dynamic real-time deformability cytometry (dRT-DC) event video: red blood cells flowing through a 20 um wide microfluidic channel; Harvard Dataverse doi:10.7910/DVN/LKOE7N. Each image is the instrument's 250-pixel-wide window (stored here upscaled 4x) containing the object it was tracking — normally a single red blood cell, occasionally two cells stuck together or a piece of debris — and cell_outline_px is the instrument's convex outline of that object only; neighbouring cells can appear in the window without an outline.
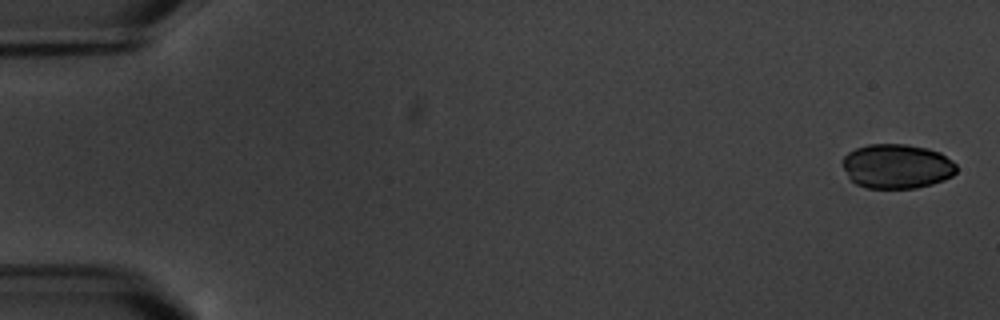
{"species": "common noctule bat (a hibernating species)", "species_latin": "Nyctalus noctula", "temperature_condition": "warm", "stored_images_in_passage": 6, "camera_frame_rate_fps": 3000, "um_per_image_px": 0.085, "animal": {"sex": "male", "body_mass_g": 20.1, "forearm_length_mm": 53.5}, "frame": {"image": 1, "passage_image": 1, "time_ms": 0.0, "image_size_px": [1000, 320], "cell_outline_px": [[956, 172], [952, 176], [944, 180], [932, 184], [916, 188], [868, 188], [856, 184], [848, 176], [844, 168], [844, 156], [848, 152], [856, 148], [868, 144], [908, 144], [928, 148], [940, 152], [952, 160], [956, 164]], "centroid_in_image_um": [76.26, 14.13], "position_along_channel_um": 8.7, "area_um2": 29.59}}
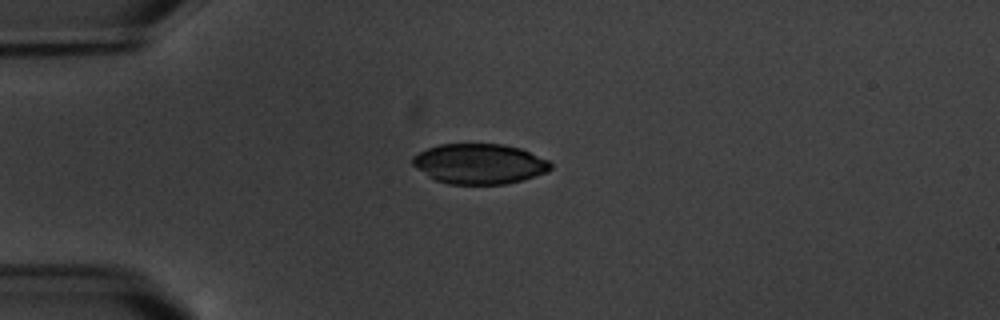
{"frame": {"image": 2, "passage_image": 5, "time_ms": 4.667, "image_size_px": [1000, 320], "cell_outline_px": [[552, 168], [548, 172], [520, 180], [504, 184], [448, 184], [436, 180], [428, 176], [416, 168], [412, 164], [412, 156], [428, 148], [440, 144], [504, 144], [520, 148], [548, 160], [552, 164]], "centroid_in_image_um": [40.74, 13.92], "position_along_channel_um": 44.3, "area_um2": 32.25}}